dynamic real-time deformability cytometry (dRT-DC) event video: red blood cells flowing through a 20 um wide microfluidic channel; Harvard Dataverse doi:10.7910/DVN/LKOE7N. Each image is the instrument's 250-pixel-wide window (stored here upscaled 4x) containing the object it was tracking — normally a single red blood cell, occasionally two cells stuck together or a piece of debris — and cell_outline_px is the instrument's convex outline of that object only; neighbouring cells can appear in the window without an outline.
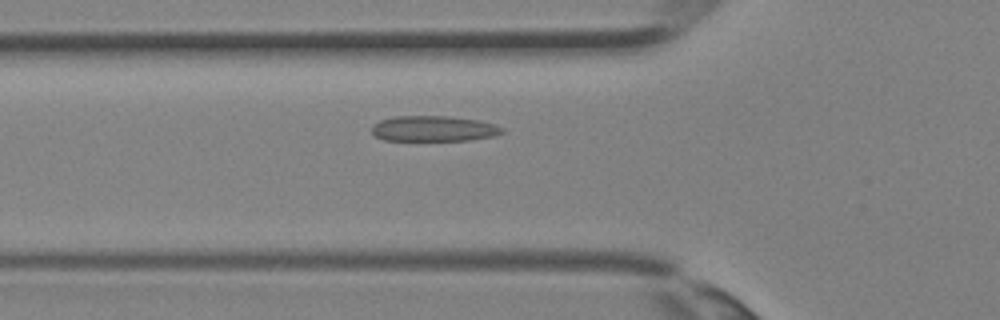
{"species": "Egyptian fruit bat (a non-hibernating species)", "species_latin": "Rousettus aegyptiacus", "temperature_condition": "room temperature", "stored_images_in_passage": 29, "camera_frame_rate_fps": 3000, "um_per_image_px": 0.085, "animal": {"sex": "female"}, "frame": {"image": 1, "passage_image": 6, "time_ms": 1.667, "image_size_px": [1000, 320], "cell_outline_px": [[504, 132], [496, 136], [472, 140], [384, 140], [376, 136], [372, 132], [372, 128], [380, 120], [396, 116], [448, 116], [480, 120], [496, 124], [504, 128]], "centroid_in_image_um": [36.94, 10.93], "position_along_channel_um": 88.9, "area_um2": 19.48}}
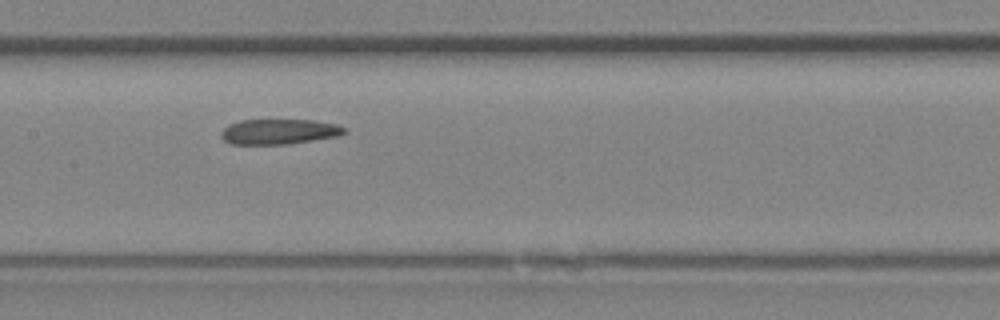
{"frame": {"image": 2, "passage_image": 11, "time_ms": 3.333, "image_size_px": [1000, 320], "cell_outline_px": [[348, 132], [340, 136], [284, 144], [232, 144], [224, 140], [220, 136], [220, 132], [228, 124], [240, 120], [312, 120], [336, 124], [348, 128]], "centroid_in_image_um": [23.74, 11.18], "position_along_channel_um": 183.7, "area_um2": 18.21}}
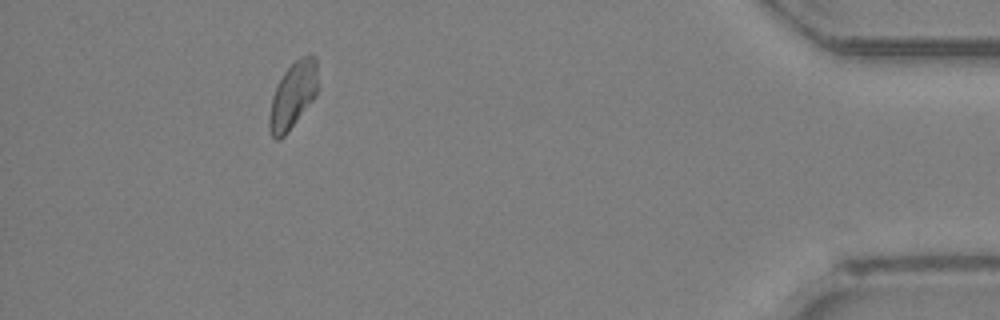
{"frame": {"image": 3, "passage_image": 26, "time_ms": 8.333, "image_size_px": [1000, 320], "cell_outline_px": [[316, 96], [288, 132], [280, 140], [276, 140], [272, 136], [268, 128], [268, 116], [272, 96], [284, 72], [300, 56], [308, 52], [312, 52], [316, 56]], "centroid_in_image_um": [24.88, 8.1], "position_along_channel_um": 410.3, "area_um2": 18.84}}